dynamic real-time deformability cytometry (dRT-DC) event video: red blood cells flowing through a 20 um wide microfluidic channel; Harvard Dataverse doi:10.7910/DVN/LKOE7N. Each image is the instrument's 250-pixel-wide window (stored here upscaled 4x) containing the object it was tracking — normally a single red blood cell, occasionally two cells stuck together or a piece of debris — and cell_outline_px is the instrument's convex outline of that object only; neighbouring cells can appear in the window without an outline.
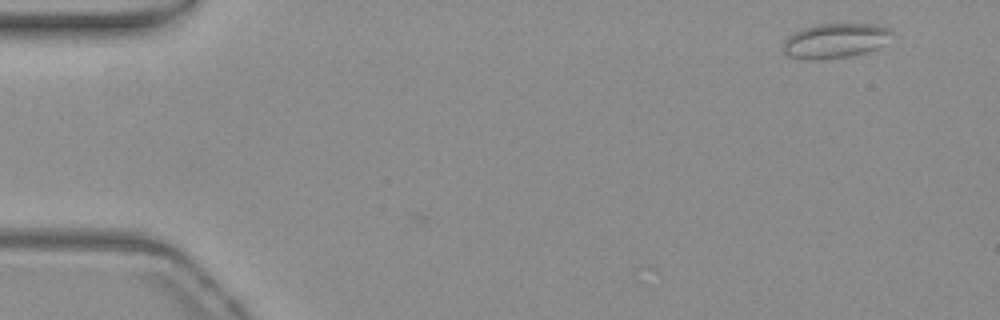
{"species": "common noctule bat (a hibernating species)", "species_latin": "Nyctalus noctula", "temperature_condition": "warm", "stored_images_in_passage": 4, "camera_frame_rate_fps": 3000, "um_per_image_px": 0.085, "animal": {"sex": "female", "body_mass_g": 19.3, "forearm_length_mm": 54.1}, "frame": {"image": 1, "passage_image": 1, "time_ms": 0.0, "image_size_px": [1000, 320], "cell_outline_px": [[896, 32], [876, 48], [864, 52], [848, 56], [820, 60], [804, 60], [788, 56], [784, 52], [784, 40], [792, 32], [816, 24], [880, 24]], "centroid_in_image_um": [70.96, 3.45], "position_along_channel_um": 14.0, "area_um2": 22.02}}